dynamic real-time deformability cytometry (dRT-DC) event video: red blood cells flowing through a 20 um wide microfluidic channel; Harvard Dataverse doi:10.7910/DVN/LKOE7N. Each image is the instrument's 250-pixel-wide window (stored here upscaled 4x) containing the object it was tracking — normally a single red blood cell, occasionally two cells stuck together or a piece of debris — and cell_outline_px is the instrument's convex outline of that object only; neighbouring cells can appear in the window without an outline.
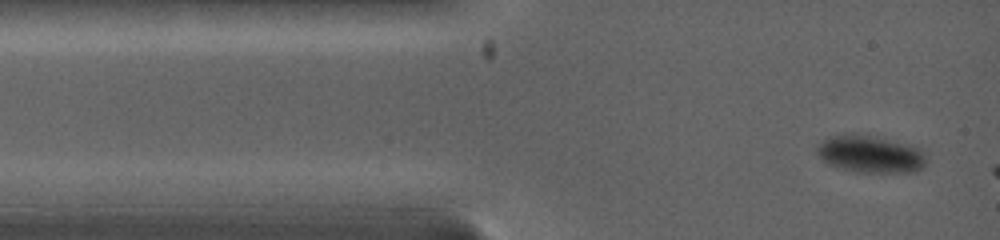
{"species": "common noctule bat (a hibernating species)", "species_latin": "Nyctalus noctula", "temperature_condition": "warm", "stored_images_in_passage": 7, "camera_frame_rate_fps": 5000, "um_per_image_px": 0.085, "animal": {"sex": "female", "body_mass_g": 19.0, "forearm_length_mm": 53.3}, "frame": {"image": 1, "passage_image": 1, "time_ms": 0.0, "image_size_px": [1000, 240], "cell_outline_px": [[928, 160], [924, 168], [912, 172], [856, 172], [828, 164], [816, 152], [816, 144], [820, 140], [844, 132], [856, 132], [908, 144], [920, 148]], "centroid_in_image_um": [73.96, 13.07], "position_along_channel_um": 11.0, "area_um2": 24.22}}